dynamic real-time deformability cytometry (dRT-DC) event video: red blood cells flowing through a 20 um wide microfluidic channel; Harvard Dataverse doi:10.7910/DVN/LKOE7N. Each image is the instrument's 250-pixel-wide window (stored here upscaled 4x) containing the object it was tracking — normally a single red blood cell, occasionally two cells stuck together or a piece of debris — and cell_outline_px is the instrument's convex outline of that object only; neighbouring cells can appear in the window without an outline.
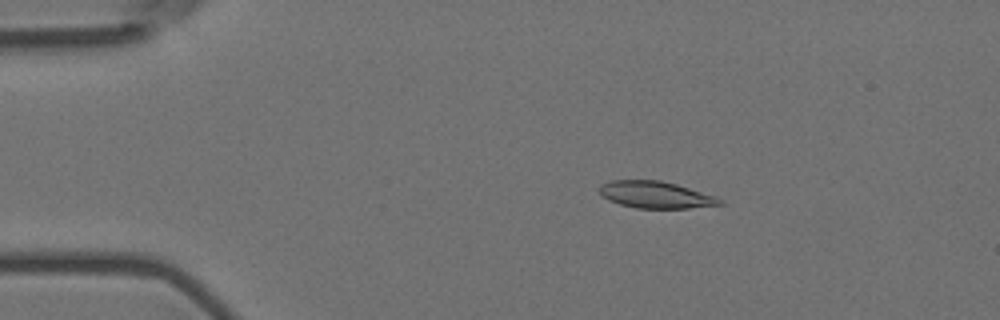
{"species": "Egyptian fruit bat (a non-hibernating species)", "species_latin": "Rousettus aegyptiacus", "temperature_condition": "room temperature", "stored_images_in_passage": 4, "camera_frame_rate_fps": 3000, "um_per_image_px": 0.085, "animal": {"sex": "female"}, "frame": {"image": 1, "passage_image": 2, "time_ms": 0.333, "image_size_px": [1000, 320], "cell_outline_px": [[724, 204], [688, 208], [636, 208], [620, 204], [608, 200], [600, 196], [600, 184], [612, 180], [660, 180], [676, 184], [716, 196], [724, 200]], "centroid_in_image_um": [55.73, 16.55], "position_along_channel_um": 29.3, "area_um2": 18.9}}
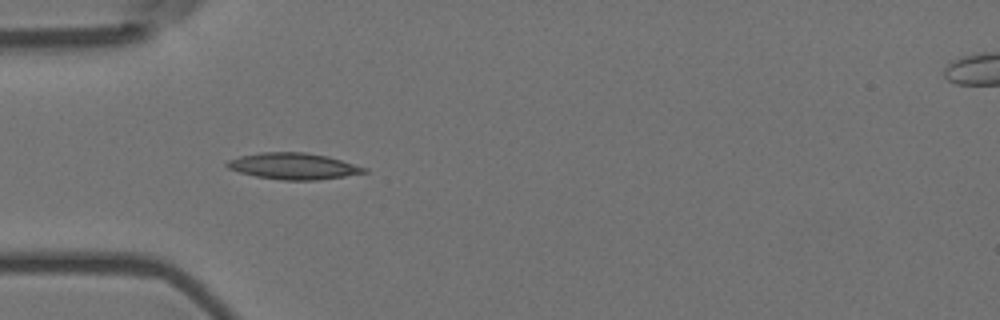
{"frame": {"image": 2, "passage_image": 4, "time_ms": 1.0, "image_size_px": [1000, 320], "cell_outline_px": [[368, 172], [344, 176], [316, 180], [284, 180], [256, 176], [240, 172], [228, 168], [224, 164], [228, 160], [240, 156], [260, 152], [304, 152], [328, 156], [368, 168]], "centroid_in_image_um": [24.94, 14.11], "position_along_channel_um": 60.1, "area_um2": 20.98}}